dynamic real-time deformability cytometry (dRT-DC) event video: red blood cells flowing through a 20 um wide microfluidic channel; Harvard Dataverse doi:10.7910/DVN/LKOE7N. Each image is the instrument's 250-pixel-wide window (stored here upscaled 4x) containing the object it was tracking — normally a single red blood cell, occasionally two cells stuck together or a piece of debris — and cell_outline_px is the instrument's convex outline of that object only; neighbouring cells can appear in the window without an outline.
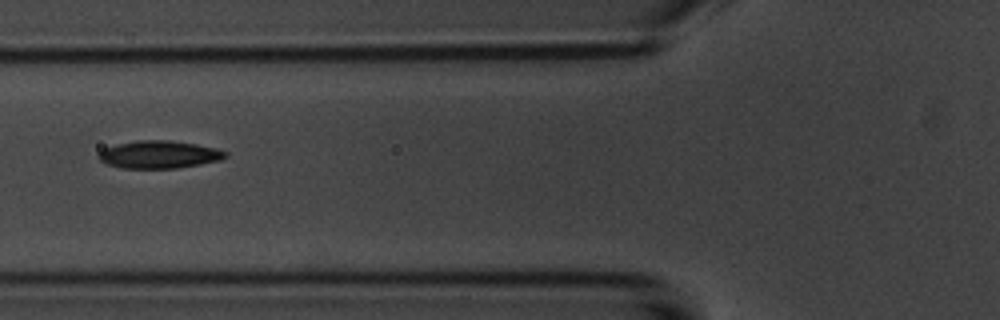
{"species": "common noctule bat (a hibernating species)", "species_latin": "Nyctalus noctula", "temperature_condition": "room temperature", "stored_images_in_passage": 14, "camera_frame_rate_fps": 3000, "um_per_image_px": 0.085, "animal": {"sex": "male", "body_mass_g": 20.1, "forearm_length_mm": 53.5}, "frame": {"image": 1, "passage_image": 5, "time_ms": 5.667, "image_size_px": [1000, 320], "cell_outline_px": [[228, 156], [220, 160], [200, 164], [176, 168], [124, 168], [108, 164], [100, 160], [96, 156], [104, 148], [116, 144], [136, 140], [168, 140], [196, 144], [216, 148], [228, 152]], "centroid_in_image_um": [13.53, 13.13], "position_along_channel_um": 112.3, "area_um2": 20.4}}
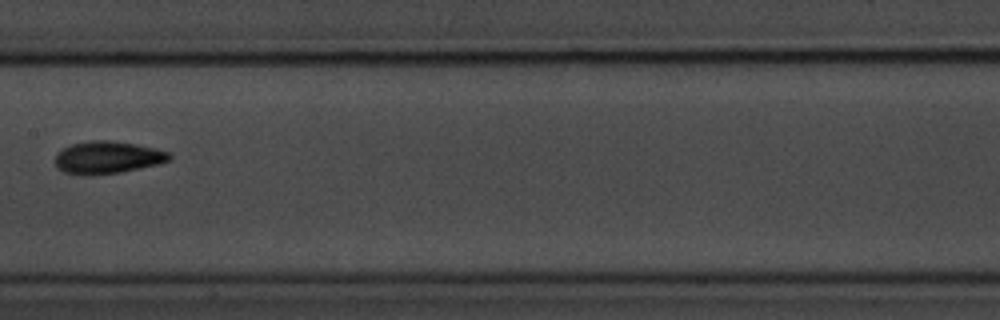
{"frame": {"image": 2, "passage_image": 7, "time_ms": 8.0, "image_size_px": [1000, 320], "cell_outline_px": [[172, 156], [168, 160], [160, 164], [120, 172], [92, 176], [80, 176], [64, 172], [56, 168], [56, 152], [72, 144], [92, 140], [108, 140], [136, 144], [156, 148], [168, 152]], "centroid_in_image_um": [9.11, 13.4], "position_along_channel_um": 198.3, "area_um2": 21.79}, "authors_computed_cell_mechanics": {"area_um2": 18.5538, "velocity_mm_per_s": 3.6574, "shape_relaxation_time_tau1_ms": 4.6761, "shape_relaxation_time_tau2_ms": 7.6952, "deformation_change_tau1": 0.1607, "deformation_change_tau2": 0.1208}}